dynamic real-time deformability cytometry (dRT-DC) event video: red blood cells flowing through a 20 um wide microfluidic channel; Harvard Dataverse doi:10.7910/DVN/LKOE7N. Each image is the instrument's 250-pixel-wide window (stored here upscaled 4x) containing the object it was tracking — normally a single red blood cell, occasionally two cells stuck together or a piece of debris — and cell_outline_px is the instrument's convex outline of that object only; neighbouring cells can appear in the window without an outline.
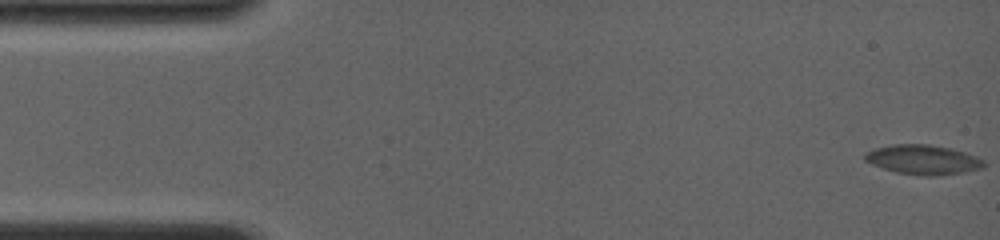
{"species": "common noctule bat (a hibernating species)", "species_latin": "Nyctalus noctula", "temperature_condition": "room temperature", "stored_images_in_passage": 19, "camera_frame_rate_fps": 4000, "um_per_image_px": 0.085, "animal": {"sex": "female", "body_mass_g": 19.0, "forearm_length_mm": 56.7}, "frame": {"image": 1, "passage_image": 1, "time_ms": 0.0, "image_size_px": [1000, 240], "cell_outline_px": [[984, 168], [964, 172], [936, 176], [924, 176], [896, 172], [872, 164], [864, 160], [864, 152], [876, 148], [892, 144], [928, 144], [948, 148], [964, 152], [976, 156], [984, 160]], "centroid_in_image_um": [78.45, 13.57], "position_along_channel_um": 6.5, "area_um2": 20.46}}
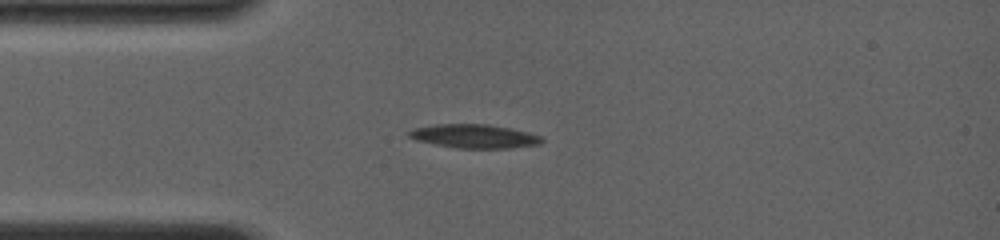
{"frame": {"image": 2, "passage_image": 17, "time_ms": 4.0, "image_size_px": [1000, 240], "cell_outline_px": [[544, 140], [540, 144], [508, 148], [456, 148], [416, 140], [408, 136], [408, 132], [412, 128], [436, 124], [488, 124], [512, 128], [544, 136]], "centroid_in_image_um": [40.35, 11.57], "position_along_channel_um": 44.7, "area_um2": 18.5}}